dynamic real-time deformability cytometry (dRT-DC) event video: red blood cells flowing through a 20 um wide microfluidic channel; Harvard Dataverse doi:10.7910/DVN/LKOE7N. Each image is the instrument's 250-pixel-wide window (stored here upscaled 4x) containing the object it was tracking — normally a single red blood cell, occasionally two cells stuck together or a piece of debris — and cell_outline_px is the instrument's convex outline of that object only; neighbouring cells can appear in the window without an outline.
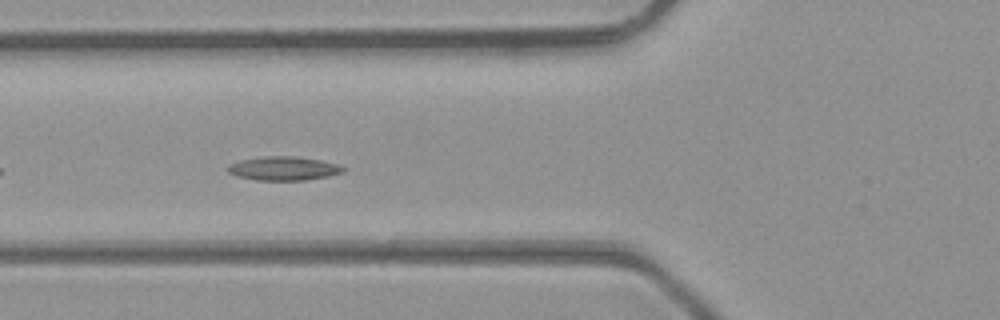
{"species": "common noctule bat (a hibernating species)", "species_latin": "Nyctalus noctula", "temperature_condition": "room temperature", "stored_images_in_passage": 35, "camera_frame_rate_fps": 3000, "um_per_image_px": 0.085, "animal": {"sex": "male", "body_mass_g": 23.1, "forearm_length_mm": 52.7}, "frame": {"image": 1, "passage_image": 5, "time_ms": 1.333, "image_size_px": [1000, 320], "cell_outline_px": [[344, 172], [328, 176], [304, 180], [256, 180], [236, 176], [228, 172], [224, 168], [228, 164], [240, 160], [260, 156], [296, 156], [320, 160], [340, 164], [344, 168]], "centroid_in_image_um": [24.06, 14.31], "position_along_channel_um": 101.7, "area_um2": 16.24}}
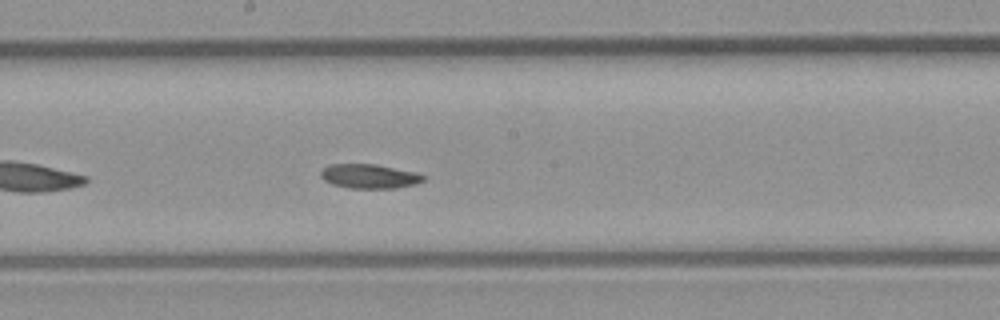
{"frame": {"image": 2, "passage_image": 13, "time_ms": 4.0, "image_size_px": [1000, 320], "cell_outline_px": [[424, 180], [416, 184], [396, 188], [348, 188], [332, 184], [324, 180], [320, 176], [320, 172], [328, 164], [376, 164], [416, 172], [424, 176]], "centroid_in_image_um": [31.38, 14.98], "position_along_channel_um": 216.8, "area_um2": 14.57}}
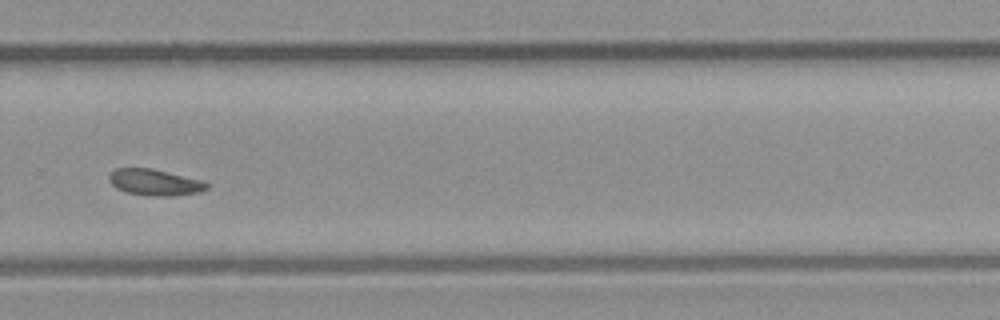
{"frame": {"image": 3, "passage_image": 20, "time_ms": 6.333, "image_size_px": [1000, 320], "cell_outline_px": [[208, 188], [200, 192], [168, 196], [152, 196], [124, 192], [116, 188], [108, 180], [108, 176], [116, 168], [152, 168], [200, 180], [208, 184]], "centroid_in_image_um": [13.11, 15.5], "position_along_channel_um": 316.7, "area_um2": 14.85}}